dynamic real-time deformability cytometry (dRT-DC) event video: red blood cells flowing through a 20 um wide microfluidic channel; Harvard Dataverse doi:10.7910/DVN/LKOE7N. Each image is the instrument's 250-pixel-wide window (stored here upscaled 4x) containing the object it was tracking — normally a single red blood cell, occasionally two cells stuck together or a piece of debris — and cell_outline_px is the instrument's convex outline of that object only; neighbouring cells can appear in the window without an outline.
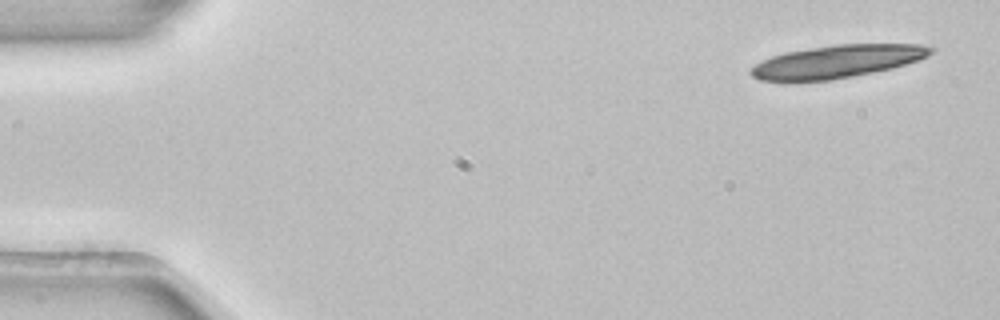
{"species": "common noctule bat (a hibernating species)", "species_latin": "Nyctalus noctula", "temperature_condition": "room temperature", "stored_images_in_passage": 3, "camera_frame_rate_fps": 3000, "um_per_image_px": 0.085, "animal": {"sex": "female", "body_mass_g": 22.7, "forearm_length_mm": 54.2}, "frame": {"image": 1, "passage_image": 1, "time_ms": 0.0, "image_size_px": [1000, 320], "cell_outline_px": [[936, 48], [928, 56], [920, 60], [892, 68], [832, 80], [788, 84], [784, 84], [760, 80], [752, 76], [748, 72], [756, 64], [772, 56], [784, 52], [832, 44], [920, 44]], "centroid_in_image_um": [71.08, 5.26], "position_along_channel_um": 13.9, "area_um2": 35.26}}